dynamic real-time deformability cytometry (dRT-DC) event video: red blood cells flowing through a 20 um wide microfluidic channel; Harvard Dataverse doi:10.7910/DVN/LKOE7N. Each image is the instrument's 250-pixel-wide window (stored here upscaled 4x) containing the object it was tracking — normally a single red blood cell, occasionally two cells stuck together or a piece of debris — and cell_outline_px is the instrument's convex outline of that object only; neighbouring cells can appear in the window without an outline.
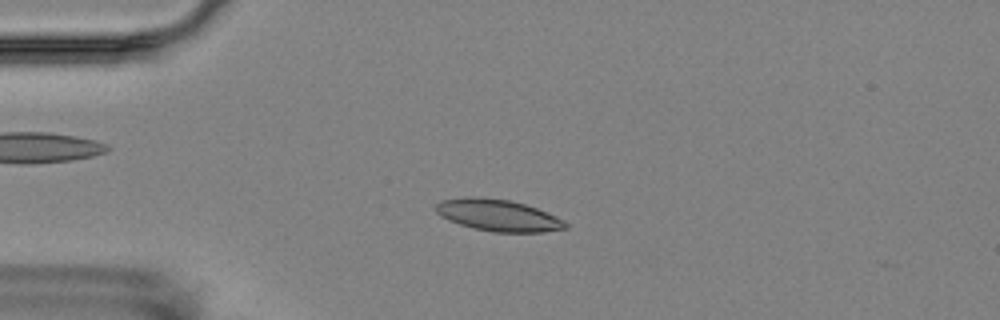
{"species": "Egyptian fruit bat (a non-hibernating species)", "species_latin": "Rousettus aegyptiacus", "temperature_condition": "room temperature", "stored_images_in_passage": 8, "camera_frame_rate_fps": 3000, "um_per_image_px": 0.085, "animal": {"sex": "female"}, "frame": {"image": 1, "passage_image": 2, "time_ms": 1.0, "image_size_px": [1000, 320], "cell_outline_px": [[568, 228], [544, 232], [492, 232], [460, 224], [448, 220], [440, 216], [436, 212], [436, 204], [440, 200], [468, 196], [472, 196], [512, 200], [536, 208], [564, 220], [568, 224]], "centroid_in_image_um": [42.33, 18.29], "position_along_channel_um": 42.7, "area_um2": 23.93}}
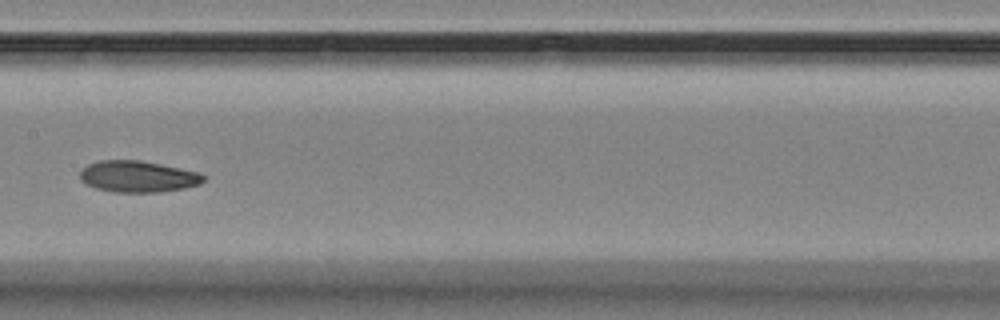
{"frame": {"image": 2, "passage_image": 6, "time_ms": 6.0, "image_size_px": [1000, 320], "cell_outline_px": [[204, 180], [200, 184], [184, 188], [160, 192], [112, 192], [96, 188], [84, 184], [80, 180], [80, 172], [88, 164], [100, 160], [140, 160], [200, 172], [204, 176]], "centroid_in_image_um": [11.7, 15.01], "position_along_channel_um": 195.7, "area_um2": 22.66}}
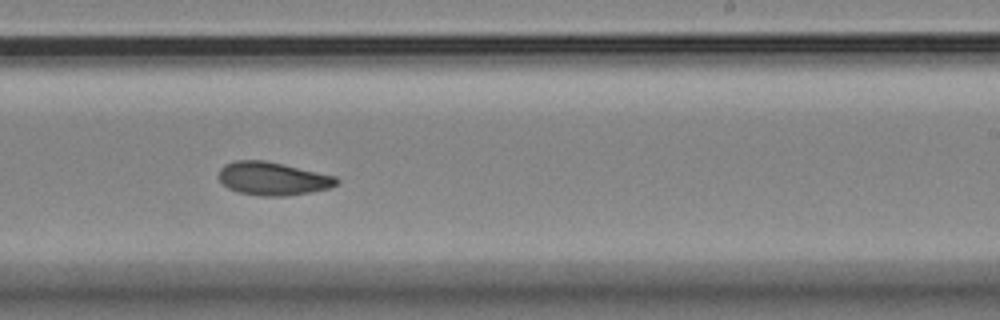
{"frame": {"image": 3, "passage_image": 8, "time_ms": 8.0, "image_size_px": [1000, 320], "cell_outline_px": [[340, 184], [332, 188], [312, 192], [288, 196], [260, 196], [236, 192], [228, 188], [216, 176], [220, 168], [224, 164], [236, 160], [264, 160], [336, 176], [340, 180]], "centroid_in_image_um": [23.2, 15.19], "position_along_channel_um": 265.8, "area_um2": 23.18}}